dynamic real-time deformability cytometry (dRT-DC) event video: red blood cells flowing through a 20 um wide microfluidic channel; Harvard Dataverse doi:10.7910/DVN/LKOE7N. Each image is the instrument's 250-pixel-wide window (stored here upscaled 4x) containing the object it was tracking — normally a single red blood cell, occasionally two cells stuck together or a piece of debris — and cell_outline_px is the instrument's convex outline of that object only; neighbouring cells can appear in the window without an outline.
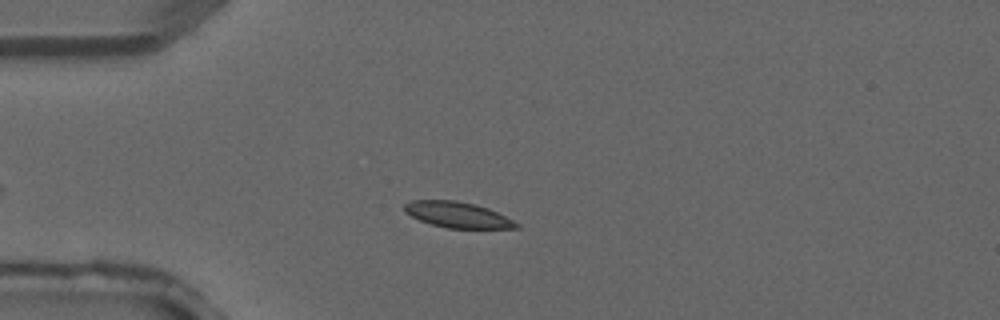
{"species": "common noctule bat (a hibernating species)", "species_latin": "Nyctalus noctula", "temperature_condition": "warm", "stored_images_in_passage": 1, "camera_frame_rate_fps": 3000, "um_per_image_px": 0.085, "animal": {"sex": "male", "forearm_length_mm": 52.5}, "frame": {"image": 1, "passage_image": 1, "time_ms": 0.0, "image_size_px": [1000, 320], "cell_outline_px": [[520, 228], [448, 228], [432, 224], [420, 220], [404, 212], [404, 204], [412, 200], [456, 200], [488, 208], [520, 224]], "centroid_in_image_um": [38.87, 18.25], "position_along_channel_um": 46.1, "area_um2": 16.59}}